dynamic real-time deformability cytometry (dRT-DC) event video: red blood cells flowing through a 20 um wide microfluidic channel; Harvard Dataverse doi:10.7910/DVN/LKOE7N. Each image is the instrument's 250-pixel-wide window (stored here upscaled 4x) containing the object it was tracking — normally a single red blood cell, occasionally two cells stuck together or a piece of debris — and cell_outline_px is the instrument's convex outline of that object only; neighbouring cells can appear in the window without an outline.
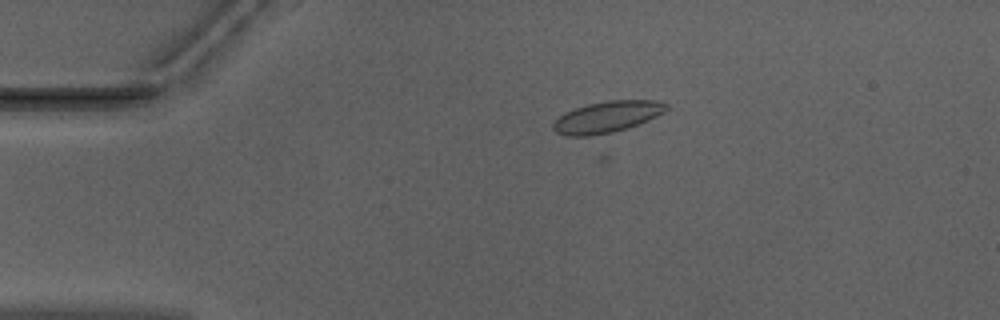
{"species": "Egyptian fruit bat (a non-hibernating species)", "species_latin": "Rousettus aegyptiacus", "temperature_condition": "warm", "stored_images_in_passage": 15, "camera_frame_rate_fps": 3000, "um_per_image_px": 0.085, "animal": {"sex": "male"}, "frame": {"image": 1, "passage_image": 7, "time_ms": 2.0, "image_size_px": [1000, 320], "cell_outline_px": [[668, 108], [664, 112], [648, 120], [628, 128], [612, 132], [588, 136], [568, 136], [556, 132], [552, 128], [552, 124], [564, 112], [588, 104], [608, 100], [656, 100], [668, 104]], "centroid_in_image_um": [51.6, 9.93], "position_along_channel_um": 33.4, "area_um2": 20.58}}
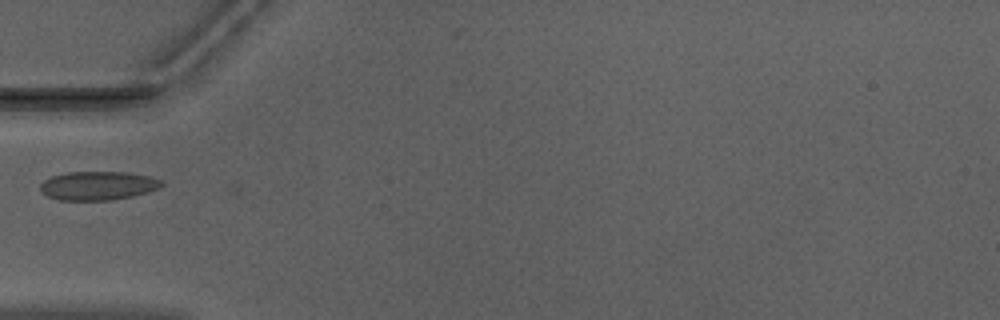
{"frame": {"image": 2, "passage_image": 14, "time_ms": 4.333, "image_size_px": [1000, 320], "cell_outline_px": [[164, 184], [160, 188], [148, 192], [132, 196], [112, 200], [60, 200], [48, 196], [40, 188], [40, 184], [44, 180], [52, 176], [68, 172], [128, 172], [148, 176], [164, 180]], "centroid_in_image_um": [8.38, 15.78], "position_along_channel_um": 76.6, "area_um2": 20.35}}